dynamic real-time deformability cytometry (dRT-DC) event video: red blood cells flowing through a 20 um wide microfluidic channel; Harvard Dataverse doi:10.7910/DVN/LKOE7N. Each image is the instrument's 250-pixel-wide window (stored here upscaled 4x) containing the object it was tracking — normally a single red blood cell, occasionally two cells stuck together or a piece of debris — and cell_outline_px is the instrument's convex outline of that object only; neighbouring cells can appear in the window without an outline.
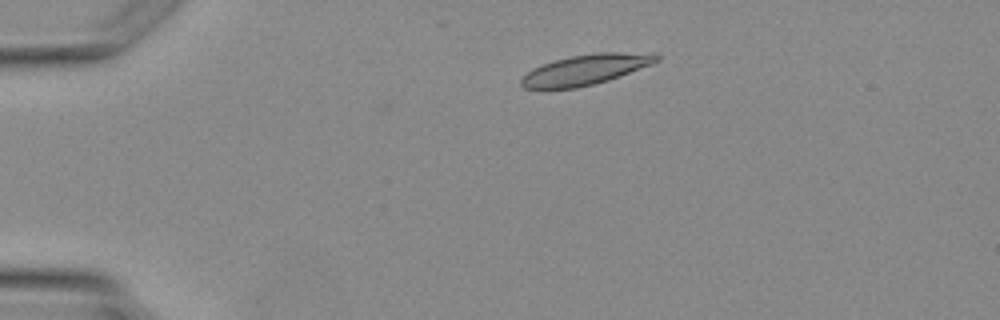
{"species": "Egyptian fruit bat (a non-hibernating species)", "species_latin": "Rousettus aegyptiacus", "temperature_condition": "warm", "stored_images_in_passage": 2, "camera_frame_rate_fps": 3000, "um_per_image_px": 0.085, "animal": {"sex": "female"}, "frame": {"image": 1, "passage_image": 1, "time_ms": 0.0, "image_size_px": [1000, 320], "cell_outline_px": [[660, 60], [652, 64], [608, 80], [576, 88], [544, 92], [524, 88], [520, 84], [520, 80], [532, 68], [552, 60], [572, 56], [596, 52], [656, 52], [660, 56]], "centroid_in_image_um": [49.73, 5.94], "position_along_channel_um": 35.3, "area_um2": 24.68}}